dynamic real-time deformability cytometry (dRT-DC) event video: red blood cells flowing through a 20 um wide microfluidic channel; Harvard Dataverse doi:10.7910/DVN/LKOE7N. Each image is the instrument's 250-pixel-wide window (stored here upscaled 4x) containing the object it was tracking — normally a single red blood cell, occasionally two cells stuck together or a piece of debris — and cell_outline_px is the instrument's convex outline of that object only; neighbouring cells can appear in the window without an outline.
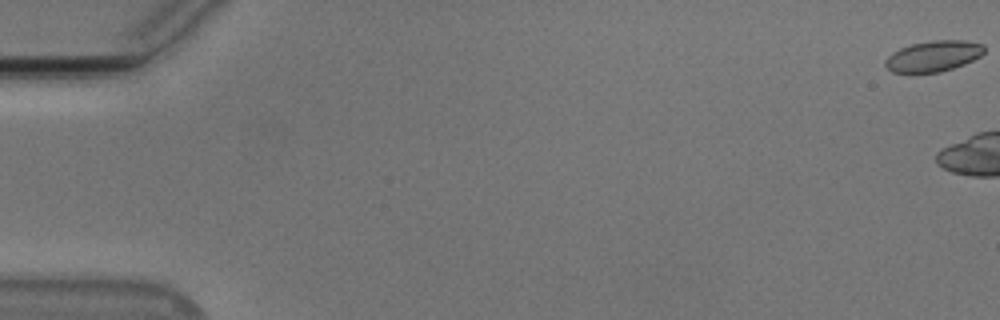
{"species": "Egyptian fruit bat (a non-hibernating species)", "species_latin": "Rousettus aegyptiacus", "temperature_condition": "cold", "stored_images_in_passage": 16, "camera_frame_rate_fps": 3000, "um_per_image_px": 0.085, "animal": {"sex": "male"}, "frame": {"image": 1, "passage_image": 1, "time_ms": 0.0, "image_size_px": [1000, 320], "cell_outline_px": [[984, 52], [980, 56], [964, 64], [940, 72], [892, 72], [884, 64], [884, 60], [892, 52], [900, 48], [912, 44], [932, 40], [964, 40], [984, 44]], "centroid_in_image_um": [79.33, 4.76], "position_along_channel_um": 5.7, "area_um2": 17.69}}